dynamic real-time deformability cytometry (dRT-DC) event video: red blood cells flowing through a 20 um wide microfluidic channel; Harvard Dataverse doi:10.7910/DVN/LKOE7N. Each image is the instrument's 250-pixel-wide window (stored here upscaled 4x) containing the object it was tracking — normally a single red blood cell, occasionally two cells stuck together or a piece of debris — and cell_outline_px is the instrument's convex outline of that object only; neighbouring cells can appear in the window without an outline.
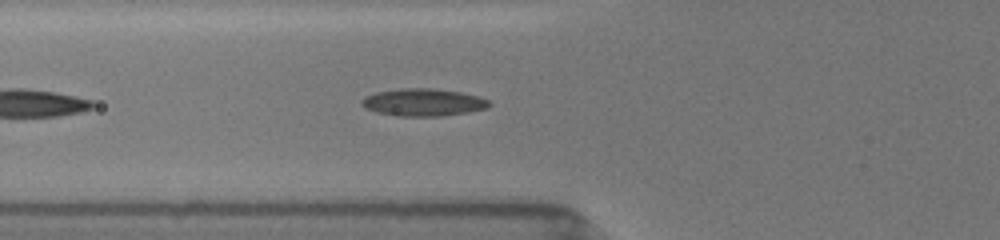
{"species": "common noctule bat (a hibernating species)", "species_latin": "Nyctalus noctula", "temperature_condition": "room temperature", "stored_images_in_passage": 8, "camera_frame_rate_fps": 3000, "um_per_image_px": 0.085, "animal": {"sex": "female", "body_mass_g": 19.5, "forearm_length_mm": 54.1}, "frame": {"image": 1, "passage_image": 8, "time_ms": 6.0, "image_size_px": [1000, 240], "cell_outline_px": [[492, 104], [488, 108], [468, 112], [440, 116], [400, 116], [376, 112], [364, 108], [360, 104], [360, 100], [364, 96], [376, 92], [400, 88], [432, 88], [460, 92], [480, 96], [488, 100]], "centroid_in_image_um": [35.96, 8.69], "position_along_channel_um": 89.8, "area_um2": 20.58}}